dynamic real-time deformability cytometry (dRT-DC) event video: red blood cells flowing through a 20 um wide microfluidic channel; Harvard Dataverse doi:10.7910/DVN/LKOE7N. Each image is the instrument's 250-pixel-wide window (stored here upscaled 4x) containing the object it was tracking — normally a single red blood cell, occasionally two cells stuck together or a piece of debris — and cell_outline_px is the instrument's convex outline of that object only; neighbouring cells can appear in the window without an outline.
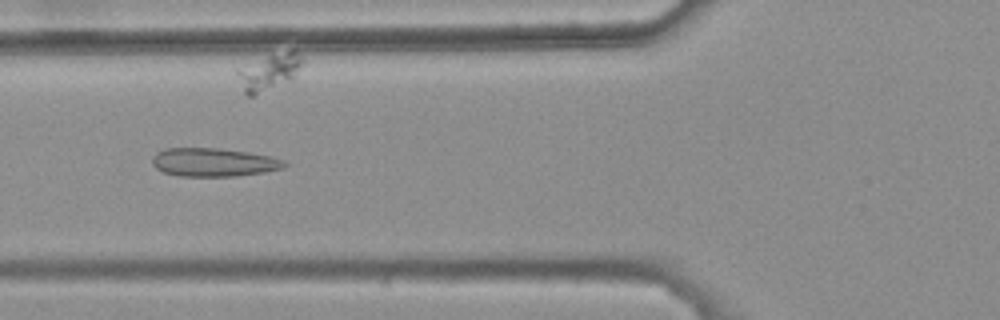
{"species": "common noctule bat (a hibernating species)", "species_latin": "Nyctalus noctula", "temperature_condition": "warm", "stored_images_in_passage": 16, "camera_frame_rate_fps": 3000, "um_per_image_px": 0.085, "animal": {"sex": "female", "body_mass_g": 25.1}, "frame": {"image": 1, "passage_image": 7, "time_ms": 2.0, "image_size_px": [1000, 320], "cell_outline_px": [[288, 164], [284, 168], [264, 172], [236, 176], [180, 176], [164, 172], [156, 168], [152, 164], [152, 156], [156, 152], [164, 148], [220, 148], [248, 152], [268, 156], [284, 160]], "centroid_in_image_um": [18.14, 13.79], "position_along_channel_um": 107.7, "area_um2": 21.96}}
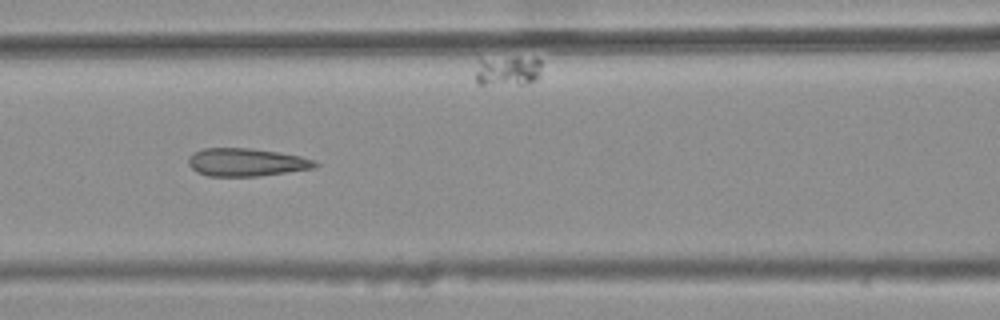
{"frame": {"image": 2, "passage_image": 10, "time_ms": 3.0, "image_size_px": [1000, 320], "cell_outline_px": [[320, 164], [316, 168], [256, 176], [208, 176], [196, 172], [188, 164], [188, 156], [204, 148], [252, 148], [280, 152], [300, 156], [316, 160]], "centroid_in_image_um": [20.96, 13.79], "position_along_channel_um": 145.6, "area_um2": 20.75}}